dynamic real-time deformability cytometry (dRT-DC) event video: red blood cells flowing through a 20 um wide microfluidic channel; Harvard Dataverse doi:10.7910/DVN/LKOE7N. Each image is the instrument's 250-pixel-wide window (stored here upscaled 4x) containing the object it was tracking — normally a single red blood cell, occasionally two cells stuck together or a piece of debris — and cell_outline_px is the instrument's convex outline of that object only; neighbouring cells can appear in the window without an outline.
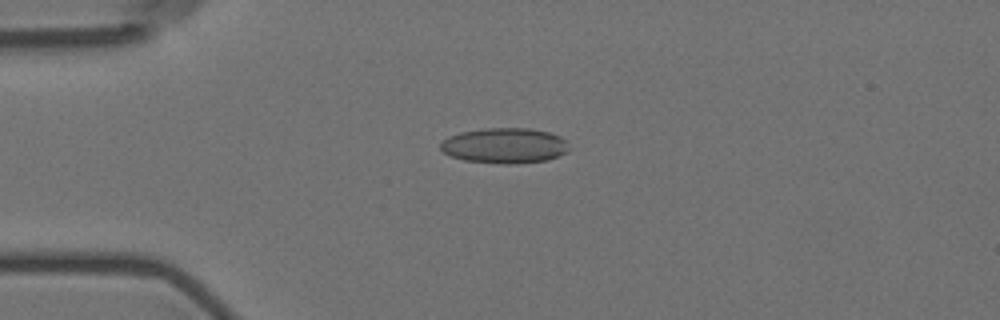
{"species": "Egyptian fruit bat (a non-hibernating species)", "species_latin": "Rousettus aegyptiacus", "temperature_condition": "room temperature", "stored_images_in_passage": 2, "camera_frame_rate_fps": 3000, "um_per_image_px": 0.085, "animal": {"sex": "female"}, "frame": {"image": 1, "passage_image": 1, "time_ms": 0.0, "image_size_px": [1000, 320], "cell_outline_px": [[568, 152], [548, 160], [516, 164], [504, 164], [464, 160], [452, 156], [444, 152], [440, 148], [440, 144], [448, 136], [460, 132], [484, 128], [528, 128], [548, 132], [560, 136], [564, 140], [568, 148]], "centroid_in_image_um": [42.89, 12.38], "position_along_channel_um": 42.1, "area_um2": 26.47}}